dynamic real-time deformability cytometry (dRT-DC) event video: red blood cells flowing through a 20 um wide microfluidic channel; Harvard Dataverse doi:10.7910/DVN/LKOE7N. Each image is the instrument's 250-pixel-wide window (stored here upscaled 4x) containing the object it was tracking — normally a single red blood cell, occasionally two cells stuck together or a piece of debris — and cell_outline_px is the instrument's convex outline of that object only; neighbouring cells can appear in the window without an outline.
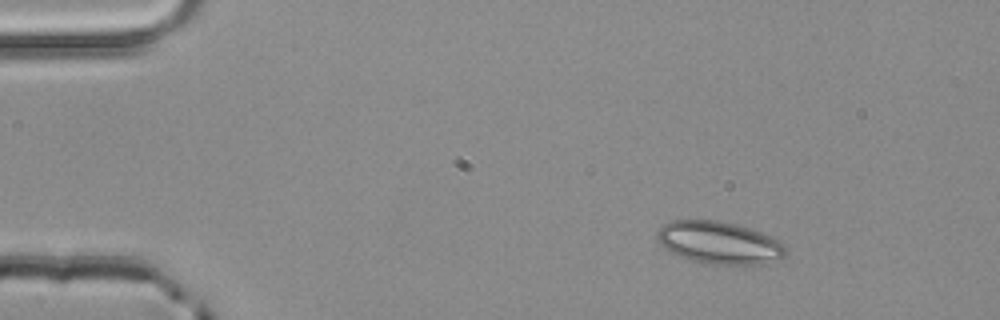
{"species": "common noctule bat (a hibernating species)", "species_latin": "Nyctalus noctula", "temperature_condition": "room temperature", "stored_images_in_passage": 4, "camera_frame_rate_fps": 3000, "um_per_image_px": 0.085, "animal": {"sex": "male", "body_mass_g": 20.4}, "frame": {"image": 1, "passage_image": 4, "time_ms": 1.0, "image_size_px": [1000, 320], "cell_outline_px": [[788, 252], [784, 256], [764, 264], [716, 264], [692, 260], [676, 256], [660, 244], [656, 240], [656, 232], [664, 224], [672, 220], [716, 220], [736, 224], [760, 232], [776, 240]], "centroid_in_image_um": [61.06, 20.62], "position_along_channel_um": 23.9, "area_um2": 31.44}}